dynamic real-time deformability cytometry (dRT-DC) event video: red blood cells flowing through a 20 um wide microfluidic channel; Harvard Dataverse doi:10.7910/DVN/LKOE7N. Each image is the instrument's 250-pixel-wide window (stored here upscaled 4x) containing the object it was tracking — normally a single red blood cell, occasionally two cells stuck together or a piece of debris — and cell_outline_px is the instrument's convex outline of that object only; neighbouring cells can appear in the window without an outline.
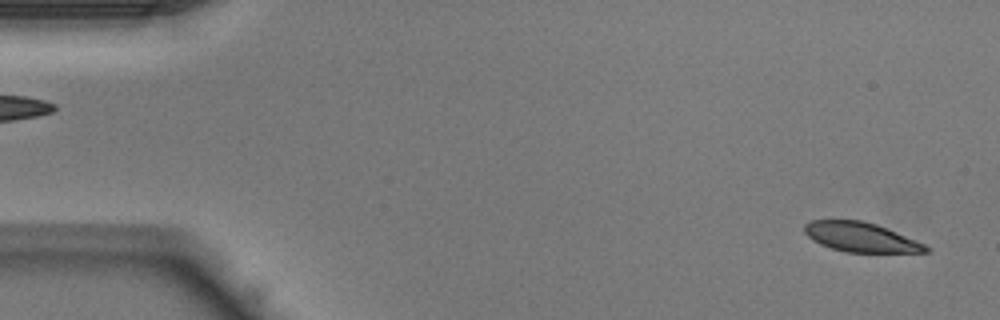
{"species": "Egyptian fruit bat (a non-hibernating species)", "species_latin": "Rousettus aegyptiacus", "temperature_condition": "warm", "stored_images_in_passage": 41, "camera_frame_rate_fps": 3000, "um_per_image_px": 0.085, "animal": {"sex": "male"}, "frame": {"image": 1, "passage_image": 1, "time_ms": 0.0, "image_size_px": [1000, 320], "cell_outline_px": [[932, 248], [928, 252], [844, 252], [820, 244], [812, 240], [804, 232], [804, 224], [812, 220], [864, 220], [876, 224], [916, 240]], "centroid_in_image_um": [73.16, 20.15], "position_along_channel_um": 11.8, "area_um2": 20.81}}
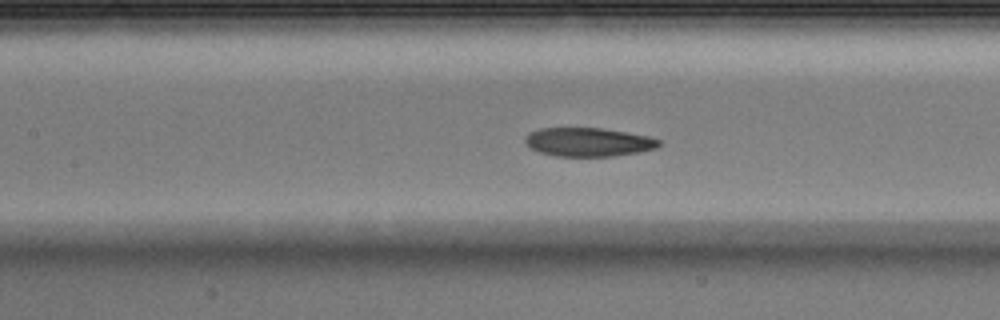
{"frame": {"image": 2, "passage_image": 18, "time_ms": 5.667, "image_size_px": [1000, 320], "cell_outline_px": [[660, 144], [656, 148], [640, 152], [616, 156], [556, 156], [540, 152], [528, 148], [524, 140], [524, 136], [528, 132], [540, 128], [600, 128], [648, 136], [660, 140]], "centroid_in_image_um": [49.96, 12.08], "position_along_channel_um": 157.4, "area_um2": 22.48}}
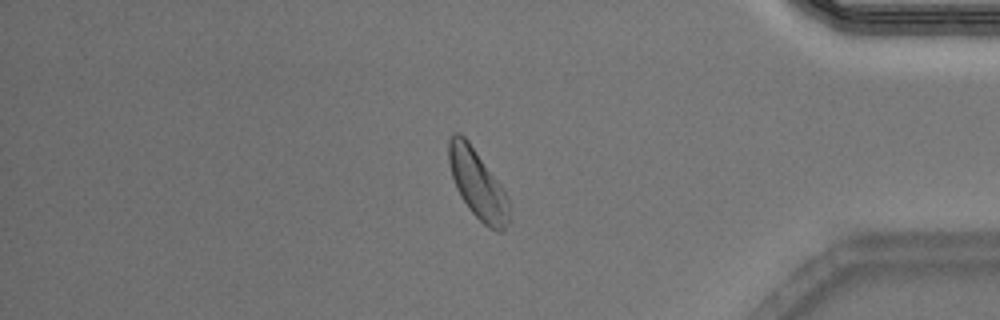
{"frame": {"image": 3, "passage_image": 35, "time_ms": 11.333, "image_size_px": [1000, 320], "cell_outline_px": [[508, 224], [504, 232], [496, 232], [484, 224], [468, 208], [460, 196], [456, 188], [448, 164], [448, 140], [452, 132], [460, 132], [468, 140], [500, 184], [508, 196]], "centroid_in_image_um": [40.57, 15.64], "position_along_channel_um": 394.6, "area_um2": 24.28}}